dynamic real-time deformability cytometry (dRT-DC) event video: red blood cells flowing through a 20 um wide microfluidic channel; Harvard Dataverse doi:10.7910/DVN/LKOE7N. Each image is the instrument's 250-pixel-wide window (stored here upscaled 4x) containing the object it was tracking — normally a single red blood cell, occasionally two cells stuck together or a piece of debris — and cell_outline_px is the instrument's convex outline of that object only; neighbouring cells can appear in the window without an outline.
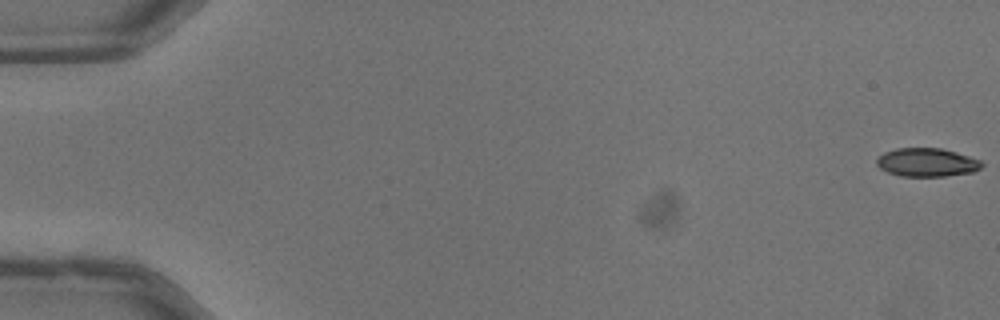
{"species": "common noctule bat (a hibernating species)", "species_latin": "Nyctalus noctula", "temperature_condition": "warm", "stored_images_in_passage": 53, "camera_frame_rate_fps": 3000, "um_per_image_px": 0.085, "animal": {"sex": "male", "body_mass_g": 13.3}, "frame": {"image": 1, "passage_image": 1, "time_ms": 0.0, "image_size_px": [1000, 320], "cell_outline_px": [[984, 164], [980, 168], [972, 172], [944, 176], [900, 176], [888, 172], [880, 168], [876, 164], [876, 160], [884, 152], [896, 148], [940, 148], [956, 152], [980, 160]], "centroid_in_image_um": [78.77, 13.8], "position_along_channel_um": 6.2, "area_um2": 17.34}}
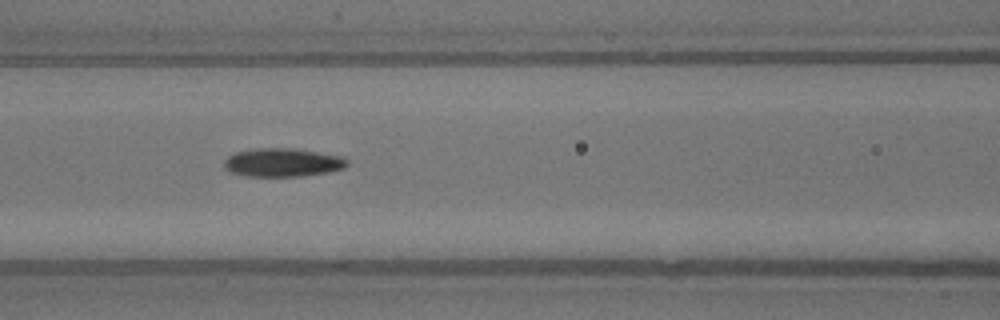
{"frame": {"image": 2, "passage_image": 24, "time_ms": 7.667, "image_size_px": [1000, 320], "cell_outline_px": [[348, 164], [344, 168], [328, 172], [300, 176], [248, 176], [232, 172], [224, 168], [224, 160], [228, 156], [236, 152], [256, 148], [292, 148], [344, 156], [348, 160]], "centroid_in_image_um": [24.04, 13.8], "position_along_channel_um": 142.6, "area_um2": 20.4}}
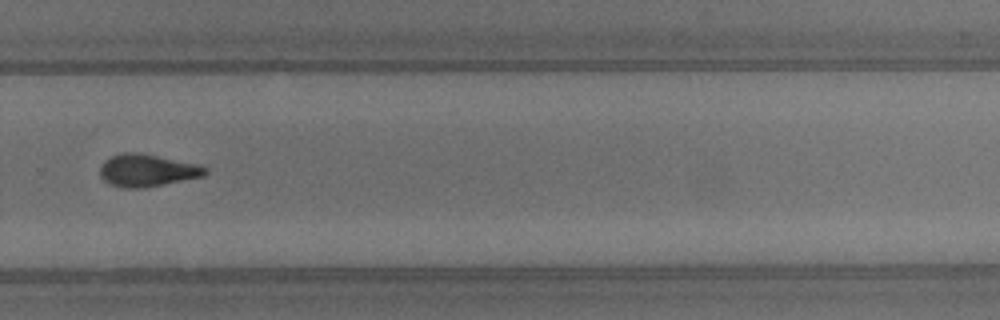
{"frame": {"image": 3, "passage_image": 37, "time_ms": 12.0, "image_size_px": [1000, 320], "cell_outline_px": [[208, 172], [204, 176], [144, 188], [120, 188], [108, 184], [100, 176], [100, 168], [104, 160], [112, 156], [124, 152], [140, 152], [200, 164], [208, 168]], "centroid_in_image_um": [12.52, 14.48], "position_along_channel_um": 317.3, "area_um2": 20.17}, "authors_computed_cell_mechanics": {"area_um2": 19.4208, "velocity_mm_per_s": 4.0451, "shape_relaxation_time_tau1_ms": 6.6571, "shape_relaxation_time_tau2_ms": 4.9952, "deformation_change_tau1": 0.1721, "deformation_change_tau2": 0.1251}}